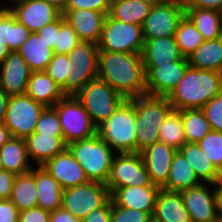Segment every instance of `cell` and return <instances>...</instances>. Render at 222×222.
<instances>
[{
  "mask_svg": "<svg viewBox=\"0 0 222 222\" xmlns=\"http://www.w3.org/2000/svg\"><path fill=\"white\" fill-rule=\"evenodd\" d=\"M98 78L125 99L146 94V72L142 54L98 51Z\"/></svg>",
  "mask_w": 222,
  "mask_h": 222,
  "instance_id": "6da1fadb",
  "label": "cell"
},
{
  "mask_svg": "<svg viewBox=\"0 0 222 222\" xmlns=\"http://www.w3.org/2000/svg\"><path fill=\"white\" fill-rule=\"evenodd\" d=\"M222 91V73L188 67L167 97L173 110L201 109Z\"/></svg>",
  "mask_w": 222,
  "mask_h": 222,
  "instance_id": "7a4b0ae2",
  "label": "cell"
},
{
  "mask_svg": "<svg viewBox=\"0 0 222 222\" xmlns=\"http://www.w3.org/2000/svg\"><path fill=\"white\" fill-rule=\"evenodd\" d=\"M128 100L135 107L136 152L139 153L159 141L160 126L173 107L167 97L145 94Z\"/></svg>",
  "mask_w": 222,
  "mask_h": 222,
  "instance_id": "3957f363",
  "label": "cell"
},
{
  "mask_svg": "<svg viewBox=\"0 0 222 222\" xmlns=\"http://www.w3.org/2000/svg\"><path fill=\"white\" fill-rule=\"evenodd\" d=\"M67 148L81 165L89 181L107 183L114 156L117 154H113V149L98 134L72 142Z\"/></svg>",
  "mask_w": 222,
  "mask_h": 222,
  "instance_id": "277c9868",
  "label": "cell"
},
{
  "mask_svg": "<svg viewBox=\"0 0 222 222\" xmlns=\"http://www.w3.org/2000/svg\"><path fill=\"white\" fill-rule=\"evenodd\" d=\"M135 107L126 99L97 127V134L118 153L136 152Z\"/></svg>",
  "mask_w": 222,
  "mask_h": 222,
  "instance_id": "5b68a950",
  "label": "cell"
},
{
  "mask_svg": "<svg viewBox=\"0 0 222 222\" xmlns=\"http://www.w3.org/2000/svg\"><path fill=\"white\" fill-rule=\"evenodd\" d=\"M75 96L97 127L126 100L98 77L89 81Z\"/></svg>",
  "mask_w": 222,
  "mask_h": 222,
  "instance_id": "8992f818",
  "label": "cell"
},
{
  "mask_svg": "<svg viewBox=\"0 0 222 222\" xmlns=\"http://www.w3.org/2000/svg\"><path fill=\"white\" fill-rule=\"evenodd\" d=\"M144 42L141 25L121 22L106 15L99 51L142 54Z\"/></svg>",
  "mask_w": 222,
  "mask_h": 222,
  "instance_id": "52a82bcc",
  "label": "cell"
},
{
  "mask_svg": "<svg viewBox=\"0 0 222 222\" xmlns=\"http://www.w3.org/2000/svg\"><path fill=\"white\" fill-rule=\"evenodd\" d=\"M53 107L59 115L66 145L97 134V126L75 95H65Z\"/></svg>",
  "mask_w": 222,
  "mask_h": 222,
  "instance_id": "ba28073f",
  "label": "cell"
},
{
  "mask_svg": "<svg viewBox=\"0 0 222 222\" xmlns=\"http://www.w3.org/2000/svg\"><path fill=\"white\" fill-rule=\"evenodd\" d=\"M98 44L81 41L68 54L66 95H76L98 75Z\"/></svg>",
  "mask_w": 222,
  "mask_h": 222,
  "instance_id": "9c48e42d",
  "label": "cell"
},
{
  "mask_svg": "<svg viewBox=\"0 0 222 222\" xmlns=\"http://www.w3.org/2000/svg\"><path fill=\"white\" fill-rule=\"evenodd\" d=\"M44 108L27 94L10 96L3 123L11 137L32 135Z\"/></svg>",
  "mask_w": 222,
  "mask_h": 222,
  "instance_id": "30bf717a",
  "label": "cell"
},
{
  "mask_svg": "<svg viewBox=\"0 0 222 222\" xmlns=\"http://www.w3.org/2000/svg\"><path fill=\"white\" fill-rule=\"evenodd\" d=\"M110 194L117 188L129 186H157L151 183L141 154L118 153L114 156L109 179L106 183Z\"/></svg>",
  "mask_w": 222,
  "mask_h": 222,
  "instance_id": "8fae6325",
  "label": "cell"
},
{
  "mask_svg": "<svg viewBox=\"0 0 222 222\" xmlns=\"http://www.w3.org/2000/svg\"><path fill=\"white\" fill-rule=\"evenodd\" d=\"M110 199L106 184L88 181L85 184L68 188L62 192V208L74 217L83 219Z\"/></svg>",
  "mask_w": 222,
  "mask_h": 222,
  "instance_id": "7c38bea8",
  "label": "cell"
},
{
  "mask_svg": "<svg viewBox=\"0 0 222 222\" xmlns=\"http://www.w3.org/2000/svg\"><path fill=\"white\" fill-rule=\"evenodd\" d=\"M185 15L182 0H165L152 5L142 24L144 39L175 36L178 24Z\"/></svg>",
  "mask_w": 222,
  "mask_h": 222,
  "instance_id": "4fadbf2b",
  "label": "cell"
},
{
  "mask_svg": "<svg viewBox=\"0 0 222 222\" xmlns=\"http://www.w3.org/2000/svg\"><path fill=\"white\" fill-rule=\"evenodd\" d=\"M146 72V94L168 97L176 88L189 67L188 58L183 57L174 62L159 66H144Z\"/></svg>",
  "mask_w": 222,
  "mask_h": 222,
  "instance_id": "5bb4252c",
  "label": "cell"
},
{
  "mask_svg": "<svg viewBox=\"0 0 222 222\" xmlns=\"http://www.w3.org/2000/svg\"><path fill=\"white\" fill-rule=\"evenodd\" d=\"M181 195L191 222H215L220 218L214 183L202 182L198 186L182 191Z\"/></svg>",
  "mask_w": 222,
  "mask_h": 222,
  "instance_id": "9a60e30c",
  "label": "cell"
},
{
  "mask_svg": "<svg viewBox=\"0 0 222 222\" xmlns=\"http://www.w3.org/2000/svg\"><path fill=\"white\" fill-rule=\"evenodd\" d=\"M0 9H10L16 19L31 32H36L46 24L55 21L62 13L45 0H25L15 3V6H1Z\"/></svg>",
  "mask_w": 222,
  "mask_h": 222,
  "instance_id": "2e32d148",
  "label": "cell"
},
{
  "mask_svg": "<svg viewBox=\"0 0 222 222\" xmlns=\"http://www.w3.org/2000/svg\"><path fill=\"white\" fill-rule=\"evenodd\" d=\"M41 167L58 181L63 190L89 181L68 148L47 160Z\"/></svg>",
  "mask_w": 222,
  "mask_h": 222,
  "instance_id": "e0dca14e",
  "label": "cell"
},
{
  "mask_svg": "<svg viewBox=\"0 0 222 222\" xmlns=\"http://www.w3.org/2000/svg\"><path fill=\"white\" fill-rule=\"evenodd\" d=\"M0 88L8 95L26 94L32 71L17 51L11 52L0 64Z\"/></svg>",
  "mask_w": 222,
  "mask_h": 222,
  "instance_id": "ac0fdd59",
  "label": "cell"
},
{
  "mask_svg": "<svg viewBox=\"0 0 222 222\" xmlns=\"http://www.w3.org/2000/svg\"><path fill=\"white\" fill-rule=\"evenodd\" d=\"M176 151L175 148L158 141L139 152L152 184L162 188L167 183Z\"/></svg>",
  "mask_w": 222,
  "mask_h": 222,
  "instance_id": "d6986e66",
  "label": "cell"
},
{
  "mask_svg": "<svg viewBox=\"0 0 222 222\" xmlns=\"http://www.w3.org/2000/svg\"><path fill=\"white\" fill-rule=\"evenodd\" d=\"M62 15L81 41L98 44L106 14L88 9H66Z\"/></svg>",
  "mask_w": 222,
  "mask_h": 222,
  "instance_id": "ffe728a7",
  "label": "cell"
},
{
  "mask_svg": "<svg viewBox=\"0 0 222 222\" xmlns=\"http://www.w3.org/2000/svg\"><path fill=\"white\" fill-rule=\"evenodd\" d=\"M161 188L159 186H129L115 189L111 194V201L120 207L137 209L154 213L156 197Z\"/></svg>",
  "mask_w": 222,
  "mask_h": 222,
  "instance_id": "44dd1931",
  "label": "cell"
},
{
  "mask_svg": "<svg viewBox=\"0 0 222 222\" xmlns=\"http://www.w3.org/2000/svg\"><path fill=\"white\" fill-rule=\"evenodd\" d=\"M152 222H191L181 192L159 190Z\"/></svg>",
  "mask_w": 222,
  "mask_h": 222,
  "instance_id": "7402d4cb",
  "label": "cell"
},
{
  "mask_svg": "<svg viewBox=\"0 0 222 222\" xmlns=\"http://www.w3.org/2000/svg\"><path fill=\"white\" fill-rule=\"evenodd\" d=\"M142 52L144 66H159L183 58L175 36L144 39Z\"/></svg>",
  "mask_w": 222,
  "mask_h": 222,
  "instance_id": "603a6c76",
  "label": "cell"
},
{
  "mask_svg": "<svg viewBox=\"0 0 222 222\" xmlns=\"http://www.w3.org/2000/svg\"><path fill=\"white\" fill-rule=\"evenodd\" d=\"M29 159H33L37 166H42L47 160L63 152L67 145L64 137L33 133L24 138Z\"/></svg>",
  "mask_w": 222,
  "mask_h": 222,
  "instance_id": "cb8c5ba5",
  "label": "cell"
},
{
  "mask_svg": "<svg viewBox=\"0 0 222 222\" xmlns=\"http://www.w3.org/2000/svg\"><path fill=\"white\" fill-rule=\"evenodd\" d=\"M26 94L45 107H53L65 94L45 71L32 72Z\"/></svg>",
  "mask_w": 222,
  "mask_h": 222,
  "instance_id": "d4e9b609",
  "label": "cell"
},
{
  "mask_svg": "<svg viewBox=\"0 0 222 222\" xmlns=\"http://www.w3.org/2000/svg\"><path fill=\"white\" fill-rule=\"evenodd\" d=\"M35 181L37 187V206L49 212L62 207L63 188L41 166L35 168Z\"/></svg>",
  "mask_w": 222,
  "mask_h": 222,
  "instance_id": "484cf974",
  "label": "cell"
},
{
  "mask_svg": "<svg viewBox=\"0 0 222 222\" xmlns=\"http://www.w3.org/2000/svg\"><path fill=\"white\" fill-rule=\"evenodd\" d=\"M0 156L5 171L19 175L32 170L24 138L10 137L0 148Z\"/></svg>",
  "mask_w": 222,
  "mask_h": 222,
  "instance_id": "4316f807",
  "label": "cell"
},
{
  "mask_svg": "<svg viewBox=\"0 0 222 222\" xmlns=\"http://www.w3.org/2000/svg\"><path fill=\"white\" fill-rule=\"evenodd\" d=\"M201 183L183 153L177 150L172 159L168 181L162 188L172 192H182Z\"/></svg>",
  "mask_w": 222,
  "mask_h": 222,
  "instance_id": "83f0119b",
  "label": "cell"
},
{
  "mask_svg": "<svg viewBox=\"0 0 222 222\" xmlns=\"http://www.w3.org/2000/svg\"><path fill=\"white\" fill-rule=\"evenodd\" d=\"M17 52L32 72L45 71L54 54L53 50L35 32H31Z\"/></svg>",
  "mask_w": 222,
  "mask_h": 222,
  "instance_id": "f1b7e54d",
  "label": "cell"
},
{
  "mask_svg": "<svg viewBox=\"0 0 222 222\" xmlns=\"http://www.w3.org/2000/svg\"><path fill=\"white\" fill-rule=\"evenodd\" d=\"M187 58L192 68L222 73V37L204 41Z\"/></svg>",
  "mask_w": 222,
  "mask_h": 222,
  "instance_id": "f546056e",
  "label": "cell"
},
{
  "mask_svg": "<svg viewBox=\"0 0 222 222\" xmlns=\"http://www.w3.org/2000/svg\"><path fill=\"white\" fill-rule=\"evenodd\" d=\"M185 15L202 34L204 41L222 37V11L204 8H184Z\"/></svg>",
  "mask_w": 222,
  "mask_h": 222,
  "instance_id": "4dcf8cb0",
  "label": "cell"
},
{
  "mask_svg": "<svg viewBox=\"0 0 222 222\" xmlns=\"http://www.w3.org/2000/svg\"><path fill=\"white\" fill-rule=\"evenodd\" d=\"M179 150L201 182L216 184L220 180V171L211 163L197 143H185Z\"/></svg>",
  "mask_w": 222,
  "mask_h": 222,
  "instance_id": "1f68e13d",
  "label": "cell"
},
{
  "mask_svg": "<svg viewBox=\"0 0 222 222\" xmlns=\"http://www.w3.org/2000/svg\"><path fill=\"white\" fill-rule=\"evenodd\" d=\"M35 181V169L15 176L13 189L9 199L18 211L37 207L38 195Z\"/></svg>",
  "mask_w": 222,
  "mask_h": 222,
  "instance_id": "d6a6232c",
  "label": "cell"
},
{
  "mask_svg": "<svg viewBox=\"0 0 222 222\" xmlns=\"http://www.w3.org/2000/svg\"><path fill=\"white\" fill-rule=\"evenodd\" d=\"M30 34L31 31L16 19L10 9H0V38L11 52L17 51Z\"/></svg>",
  "mask_w": 222,
  "mask_h": 222,
  "instance_id": "836d02e7",
  "label": "cell"
},
{
  "mask_svg": "<svg viewBox=\"0 0 222 222\" xmlns=\"http://www.w3.org/2000/svg\"><path fill=\"white\" fill-rule=\"evenodd\" d=\"M151 7L139 0H112L109 15L118 21L142 26Z\"/></svg>",
  "mask_w": 222,
  "mask_h": 222,
  "instance_id": "e575fe53",
  "label": "cell"
},
{
  "mask_svg": "<svg viewBox=\"0 0 222 222\" xmlns=\"http://www.w3.org/2000/svg\"><path fill=\"white\" fill-rule=\"evenodd\" d=\"M179 111L186 143H198L212 130L201 109H181Z\"/></svg>",
  "mask_w": 222,
  "mask_h": 222,
  "instance_id": "d590c367",
  "label": "cell"
},
{
  "mask_svg": "<svg viewBox=\"0 0 222 222\" xmlns=\"http://www.w3.org/2000/svg\"><path fill=\"white\" fill-rule=\"evenodd\" d=\"M159 141L179 150L185 143L181 112L172 110L162 122L159 130Z\"/></svg>",
  "mask_w": 222,
  "mask_h": 222,
  "instance_id": "8d00e7d4",
  "label": "cell"
},
{
  "mask_svg": "<svg viewBox=\"0 0 222 222\" xmlns=\"http://www.w3.org/2000/svg\"><path fill=\"white\" fill-rule=\"evenodd\" d=\"M175 39L181 54L186 58L204 42L202 34L186 15L178 24Z\"/></svg>",
  "mask_w": 222,
  "mask_h": 222,
  "instance_id": "74e56055",
  "label": "cell"
},
{
  "mask_svg": "<svg viewBox=\"0 0 222 222\" xmlns=\"http://www.w3.org/2000/svg\"><path fill=\"white\" fill-rule=\"evenodd\" d=\"M197 144L220 171L222 169V132L211 130Z\"/></svg>",
  "mask_w": 222,
  "mask_h": 222,
  "instance_id": "f35d334b",
  "label": "cell"
},
{
  "mask_svg": "<svg viewBox=\"0 0 222 222\" xmlns=\"http://www.w3.org/2000/svg\"><path fill=\"white\" fill-rule=\"evenodd\" d=\"M81 40L78 34L65 20L64 16L60 15V28L57 33V39L54 46V53L56 54H69L70 51L79 44Z\"/></svg>",
  "mask_w": 222,
  "mask_h": 222,
  "instance_id": "ab89813d",
  "label": "cell"
},
{
  "mask_svg": "<svg viewBox=\"0 0 222 222\" xmlns=\"http://www.w3.org/2000/svg\"><path fill=\"white\" fill-rule=\"evenodd\" d=\"M34 133L63 137L59 115L54 107H45L39 116Z\"/></svg>",
  "mask_w": 222,
  "mask_h": 222,
  "instance_id": "60d3db41",
  "label": "cell"
},
{
  "mask_svg": "<svg viewBox=\"0 0 222 222\" xmlns=\"http://www.w3.org/2000/svg\"><path fill=\"white\" fill-rule=\"evenodd\" d=\"M69 59L67 54H53L45 72L61 88L66 95V78L68 74Z\"/></svg>",
  "mask_w": 222,
  "mask_h": 222,
  "instance_id": "b9f144b4",
  "label": "cell"
},
{
  "mask_svg": "<svg viewBox=\"0 0 222 222\" xmlns=\"http://www.w3.org/2000/svg\"><path fill=\"white\" fill-rule=\"evenodd\" d=\"M111 222H152L149 212L116 206L111 201Z\"/></svg>",
  "mask_w": 222,
  "mask_h": 222,
  "instance_id": "7bdbcfd3",
  "label": "cell"
},
{
  "mask_svg": "<svg viewBox=\"0 0 222 222\" xmlns=\"http://www.w3.org/2000/svg\"><path fill=\"white\" fill-rule=\"evenodd\" d=\"M201 110L212 130L222 132V91L206 103Z\"/></svg>",
  "mask_w": 222,
  "mask_h": 222,
  "instance_id": "ee69618b",
  "label": "cell"
},
{
  "mask_svg": "<svg viewBox=\"0 0 222 222\" xmlns=\"http://www.w3.org/2000/svg\"><path fill=\"white\" fill-rule=\"evenodd\" d=\"M112 0H69L66 9H88L109 14Z\"/></svg>",
  "mask_w": 222,
  "mask_h": 222,
  "instance_id": "f6af8a7d",
  "label": "cell"
},
{
  "mask_svg": "<svg viewBox=\"0 0 222 222\" xmlns=\"http://www.w3.org/2000/svg\"><path fill=\"white\" fill-rule=\"evenodd\" d=\"M60 28V16L53 22L46 24L43 28L39 29L35 33L42 39L47 46H49L54 53V46L57 39V33Z\"/></svg>",
  "mask_w": 222,
  "mask_h": 222,
  "instance_id": "bcb514c9",
  "label": "cell"
},
{
  "mask_svg": "<svg viewBox=\"0 0 222 222\" xmlns=\"http://www.w3.org/2000/svg\"><path fill=\"white\" fill-rule=\"evenodd\" d=\"M50 213L40 207L20 211L19 222H49Z\"/></svg>",
  "mask_w": 222,
  "mask_h": 222,
  "instance_id": "7dc6e473",
  "label": "cell"
},
{
  "mask_svg": "<svg viewBox=\"0 0 222 222\" xmlns=\"http://www.w3.org/2000/svg\"><path fill=\"white\" fill-rule=\"evenodd\" d=\"M82 222H111V198L102 206L94 209L86 217L81 219Z\"/></svg>",
  "mask_w": 222,
  "mask_h": 222,
  "instance_id": "c3c4849f",
  "label": "cell"
},
{
  "mask_svg": "<svg viewBox=\"0 0 222 222\" xmlns=\"http://www.w3.org/2000/svg\"><path fill=\"white\" fill-rule=\"evenodd\" d=\"M19 213L10 199L0 200V222H19Z\"/></svg>",
  "mask_w": 222,
  "mask_h": 222,
  "instance_id": "681fc988",
  "label": "cell"
},
{
  "mask_svg": "<svg viewBox=\"0 0 222 222\" xmlns=\"http://www.w3.org/2000/svg\"><path fill=\"white\" fill-rule=\"evenodd\" d=\"M15 174L5 170L0 171V200L9 199L13 189Z\"/></svg>",
  "mask_w": 222,
  "mask_h": 222,
  "instance_id": "f907efd6",
  "label": "cell"
},
{
  "mask_svg": "<svg viewBox=\"0 0 222 222\" xmlns=\"http://www.w3.org/2000/svg\"><path fill=\"white\" fill-rule=\"evenodd\" d=\"M184 8H204L222 11V0H182Z\"/></svg>",
  "mask_w": 222,
  "mask_h": 222,
  "instance_id": "816d5d0a",
  "label": "cell"
},
{
  "mask_svg": "<svg viewBox=\"0 0 222 222\" xmlns=\"http://www.w3.org/2000/svg\"><path fill=\"white\" fill-rule=\"evenodd\" d=\"M49 222H82L80 218L74 217L69 211L62 207L50 213Z\"/></svg>",
  "mask_w": 222,
  "mask_h": 222,
  "instance_id": "f5cc1de1",
  "label": "cell"
},
{
  "mask_svg": "<svg viewBox=\"0 0 222 222\" xmlns=\"http://www.w3.org/2000/svg\"><path fill=\"white\" fill-rule=\"evenodd\" d=\"M10 96L0 88V123H3Z\"/></svg>",
  "mask_w": 222,
  "mask_h": 222,
  "instance_id": "db71d44e",
  "label": "cell"
},
{
  "mask_svg": "<svg viewBox=\"0 0 222 222\" xmlns=\"http://www.w3.org/2000/svg\"><path fill=\"white\" fill-rule=\"evenodd\" d=\"M215 191L217 195V206H218L219 216L222 217V180H219L215 184Z\"/></svg>",
  "mask_w": 222,
  "mask_h": 222,
  "instance_id": "11a10c76",
  "label": "cell"
},
{
  "mask_svg": "<svg viewBox=\"0 0 222 222\" xmlns=\"http://www.w3.org/2000/svg\"><path fill=\"white\" fill-rule=\"evenodd\" d=\"M11 137L9 130L4 125V123H0V148L9 140Z\"/></svg>",
  "mask_w": 222,
  "mask_h": 222,
  "instance_id": "9f6ffc18",
  "label": "cell"
},
{
  "mask_svg": "<svg viewBox=\"0 0 222 222\" xmlns=\"http://www.w3.org/2000/svg\"><path fill=\"white\" fill-rule=\"evenodd\" d=\"M47 3L53 5L56 9H58L61 13L66 10V6L69 0H45Z\"/></svg>",
  "mask_w": 222,
  "mask_h": 222,
  "instance_id": "6f0895ef",
  "label": "cell"
},
{
  "mask_svg": "<svg viewBox=\"0 0 222 222\" xmlns=\"http://www.w3.org/2000/svg\"><path fill=\"white\" fill-rule=\"evenodd\" d=\"M11 53L6 42H3L0 38V64L6 59V57Z\"/></svg>",
  "mask_w": 222,
  "mask_h": 222,
  "instance_id": "680465c9",
  "label": "cell"
},
{
  "mask_svg": "<svg viewBox=\"0 0 222 222\" xmlns=\"http://www.w3.org/2000/svg\"><path fill=\"white\" fill-rule=\"evenodd\" d=\"M139 1L149 3L151 5H156V4L164 2L165 0H139Z\"/></svg>",
  "mask_w": 222,
  "mask_h": 222,
  "instance_id": "91938a15",
  "label": "cell"
},
{
  "mask_svg": "<svg viewBox=\"0 0 222 222\" xmlns=\"http://www.w3.org/2000/svg\"><path fill=\"white\" fill-rule=\"evenodd\" d=\"M4 170L3 168V164H2V160H1V156H0V171Z\"/></svg>",
  "mask_w": 222,
  "mask_h": 222,
  "instance_id": "94428289",
  "label": "cell"
},
{
  "mask_svg": "<svg viewBox=\"0 0 222 222\" xmlns=\"http://www.w3.org/2000/svg\"><path fill=\"white\" fill-rule=\"evenodd\" d=\"M14 2L13 3H15V1L17 2V3H19V2H22V1H25V0H13Z\"/></svg>",
  "mask_w": 222,
  "mask_h": 222,
  "instance_id": "6125c7cd",
  "label": "cell"
},
{
  "mask_svg": "<svg viewBox=\"0 0 222 222\" xmlns=\"http://www.w3.org/2000/svg\"><path fill=\"white\" fill-rule=\"evenodd\" d=\"M220 180H222V169L220 170Z\"/></svg>",
  "mask_w": 222,
  "mask_h": 222,
  "instance_id": "be15d7a7",
  "label": "cell"
},
{
  "mask_svg": "<svg viewBox=\"0 0 222 222\" xmlns=\"http://www.w3.org/2000/svg\"><path fill=\"white\" fill-rule=\"evenodd\" d=\"M215 222H222V217H220L217 221Z\"/></svg>",
  "mask_w": 222,
  "mask_h": 222,
  "instance_id": "e7e4bbea",
  "label": "cell"
}]
</instances>
